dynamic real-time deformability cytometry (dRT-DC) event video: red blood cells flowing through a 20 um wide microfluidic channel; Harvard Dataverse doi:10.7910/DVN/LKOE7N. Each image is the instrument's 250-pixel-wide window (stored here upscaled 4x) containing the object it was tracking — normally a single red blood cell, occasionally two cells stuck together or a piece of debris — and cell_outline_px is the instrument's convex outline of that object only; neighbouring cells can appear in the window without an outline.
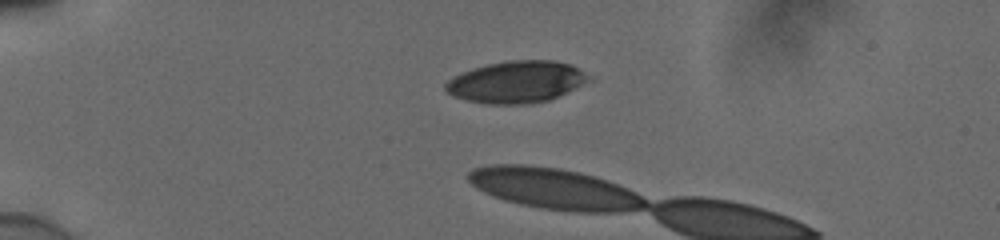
{"species": "human", "species_latin": "Homo sapiens", "temperature_condition": "cold", "stored_images_in_passage": 4, "camera_frame_rate_fps": 3000, "um_per_image_px": 0.085, "donor": {"sex": "male"}, "frame": {"image": 1, "passage_image": 1, "time_ms": 0.0, "image_size_px": [1000, 240], "cell_outline_px": [[592, 80], [548, 100], [528, 104], [488, 104], [468, 100], [452, 96], [444, 88], [444, 84], [448, 80], [472, 68], [488, 64], [512, 60], [556, 60], [568, 64], [592, 76]], "centroid_in_image_um": [43.9, 6.96], "position_along_channel_um": 41.1, "area_um2": 34.62}}